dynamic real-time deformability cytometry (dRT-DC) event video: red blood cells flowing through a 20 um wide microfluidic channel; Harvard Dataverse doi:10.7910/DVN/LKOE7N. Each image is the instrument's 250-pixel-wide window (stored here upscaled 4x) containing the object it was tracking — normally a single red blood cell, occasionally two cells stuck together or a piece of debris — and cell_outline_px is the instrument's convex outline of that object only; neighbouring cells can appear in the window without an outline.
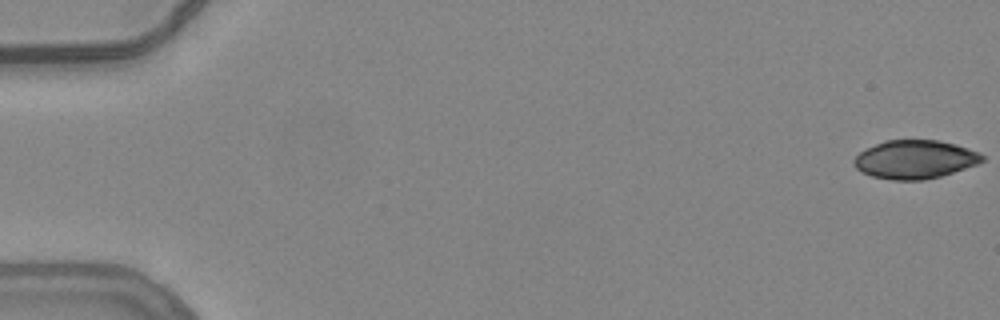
{"species": "common noctule bat (a hibernating species)", "species_latin": "Nyctalus noctula", "temperature_condition": "warm", "stored_images_in_passage": 14, "camera_frame_rate_fps": 3000, "um_per_image_px": 0.085, "animal": {"sex": "female", "body_mass_g": 24.6, "forearm_length_mm": 56.2}, "frame": {"image": 1, "passage_image": 1, "time_ms": 0.0, "image_size_px": [1000, 320], "cell_outline_px": [[984, 160], [976, 164], [940, 176], [924, 180], [892, 180], [872, 176], [856, 168], [852, 164], [852, 160], [860, 152], [884, 140], [936, 140], [956, 144], [980, 152], [984, 156]], "centroid_in_image_um": [77.76, 13.55], "position_along_channel_um": 7.2, "area_um2": 28.61}}
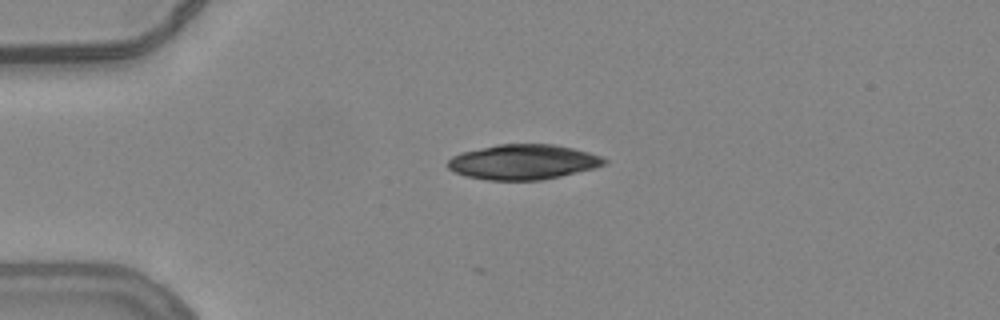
{"frame": {"image": 2, "passage_image": 14, "time_ms": 4.333, "image_size_px": [1000, 320], "cell_outline_px": [[608, 164], [596, 168], [560, 176], [540, 180], [488, 180], [464, 176], [448, 168], [448, 160], [452, 156], [460, 152], [496, 144], [556, 144], [588, 152], [600, 156], [608, 160]], "centroid_in_image_um": [44.47, 13.76], "position_along_channel_um": 40.5, "area_um2": 32.14}}